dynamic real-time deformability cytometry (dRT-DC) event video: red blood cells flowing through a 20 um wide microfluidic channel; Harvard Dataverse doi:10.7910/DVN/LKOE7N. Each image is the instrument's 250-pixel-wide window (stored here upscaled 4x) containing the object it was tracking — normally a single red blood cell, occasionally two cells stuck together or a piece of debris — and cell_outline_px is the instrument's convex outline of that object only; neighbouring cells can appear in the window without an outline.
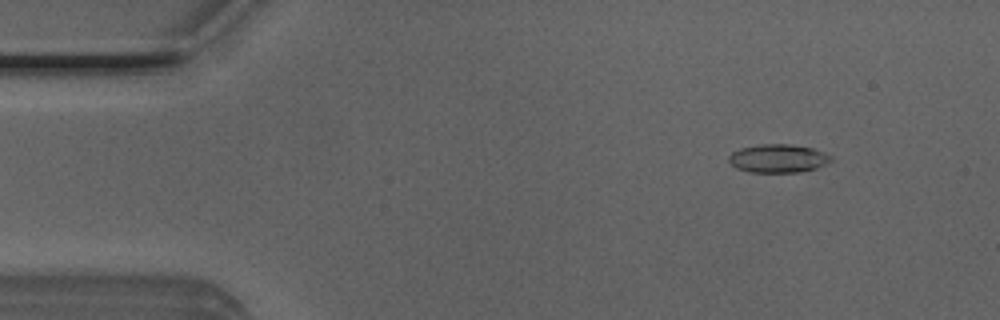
{"species": "Egyptian fruit bat (a non-hibernating species)", "species_latin": "Rousettus aegyptiacus", "temperature_condition": "room temperature", "stored_images_in_passage": 14, "camera_frame_rate_fps": 3000, "um_per_image_px": 0.085, "animal": {"sex": "male"}, "frame": {"image": 1, "passage_image": 6, "time_ms": 1.667, "image_size_px": [1000, 320], "cell_outline_px": [[832, 160], [816, 168], [800, 172], [752, 172], [736, 168], [728, 160], [728, 156], [732, 152], [740, 148], [760, 144], [788, 144], [812, 148], [824, 152], [832, 156]], "centroid_in_image_um": [66.13, 13.46], "position_along_channel_um": 18.9, "area_um2": 16.82}}